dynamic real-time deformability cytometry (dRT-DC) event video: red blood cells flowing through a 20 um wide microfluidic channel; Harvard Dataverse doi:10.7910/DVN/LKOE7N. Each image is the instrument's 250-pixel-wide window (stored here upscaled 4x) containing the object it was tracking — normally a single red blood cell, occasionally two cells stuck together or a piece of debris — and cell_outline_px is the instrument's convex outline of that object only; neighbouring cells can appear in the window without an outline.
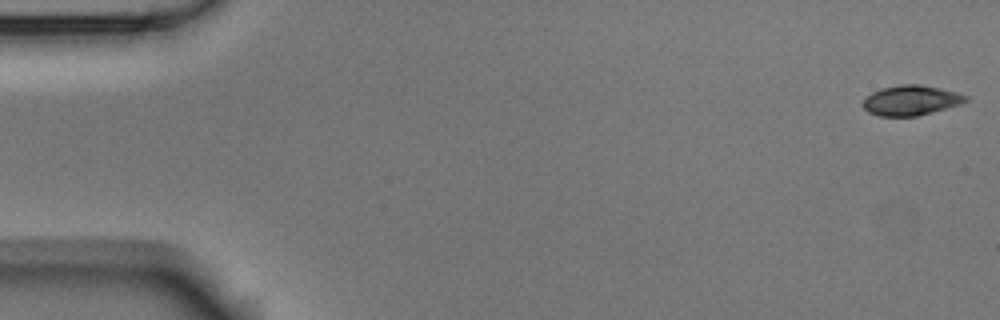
{"species": "Egyptian fruit bat (a non-hibernating species)", "species_latin": "Rousettus aegyptiacus", "temperature_condition": "room temperature", "stored_images_in_passage": 24, "camera_frame_rate_fps": 3000, "um_per_image_px": 0.085, "animal": {"sex": "male"}, "frame": {"image": 1, "passage_image": 1, "time_ms": 0.0, "image_size_px": [1000, 320], "cell_outline_px": [[968, 100], [960, 104], [932, 112], [916, 116], [880, 116], [868, 112], [860, 104], [872, 92], [880, 88], [900, 84], [920, 84], [940, 88], [956, 92], [968, 96]], "centroid_in_image_um": [77.41, 8.52], "position_along_channel_um": 7.6, "area_um2": 17.98}}
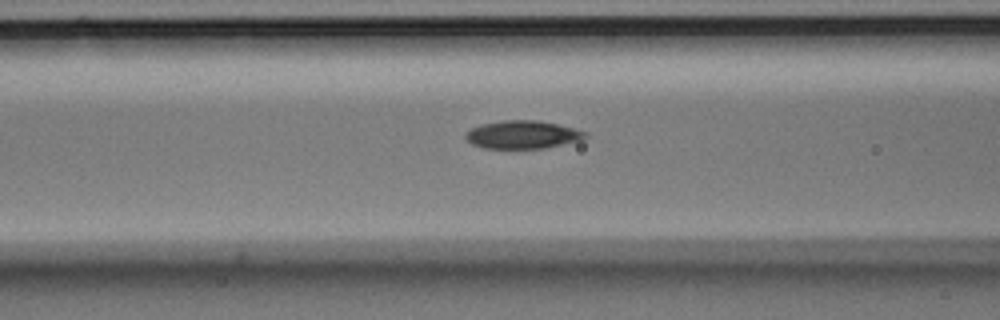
{"frame": {"image": 2, "passage_image": 21, "time_ms": 6.667, "image_size_px": [1000, 320], "cell_outline_px": [[588, 136], [580, 140], [544, 148], [484, 148], [472, 144], [464, 136], [472, 128], [480, 124], [504, 120], [536, 120], [556, 124], [588, 132]], "centroid_in_image_um": [44.41, 11.44], "position_along_channel_um": 122.2, "area_um2": 19.31}}
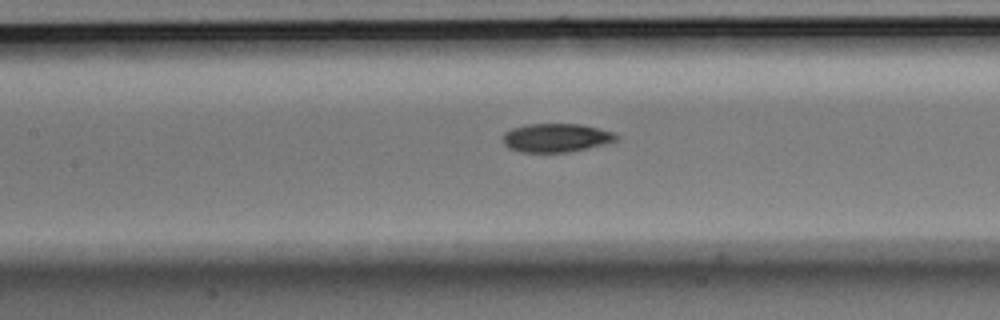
{"frame": {"image": 3, "passage_image": 24, "time_ms": 7.667, "image_size_px": [1000, 320], "cell_outline_px": [[620, 136], [616, 140], [604, 144], [568, 152], [520, 152], [508, 148], [504, 144], [504, 132], [512, 128], [524, 124], [580, 124], [612, 132]], "centroid_in_image_um": [47.23, 11.71], "position_along_channel_um": 160.2, "area_um2": 18.79}}